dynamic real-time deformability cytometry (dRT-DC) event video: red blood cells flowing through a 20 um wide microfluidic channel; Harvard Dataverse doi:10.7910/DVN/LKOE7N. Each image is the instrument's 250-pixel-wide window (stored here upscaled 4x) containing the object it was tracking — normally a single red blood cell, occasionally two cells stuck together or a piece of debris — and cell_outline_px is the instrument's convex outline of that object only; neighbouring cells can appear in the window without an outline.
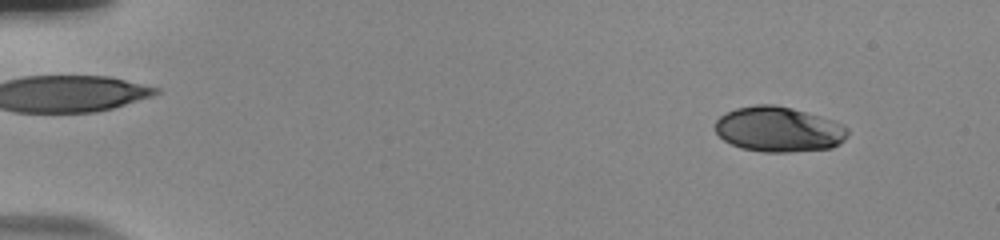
{"species": "human", "species_latin": "Homo sapiens", "temperature_condition": "room temperature", "stored_images_in_passage": 56, "camera_frame_rate_fps": 3000, "um_per_image_px": 0.085, "donor": {"sex": "male"}, "frame": {"image": 1, "passage_image": 6, "time_ms": 1.667, "image_size_px": [1000, 240], "cell_outline_px": [[848, 136], [840, 144], [832, 148], [788, 152], [760, 152], [740, 148], [724, 140], [716, 132], [716, 120], [724, 112], [736, 108], [756, 104], [776, 104], [792, 108], [832, 120], [848, 128]], "centroid_in_image_um": [66.17, 10.99], "position_along_channel_um": 18.8, "area_um2": 35.03}}
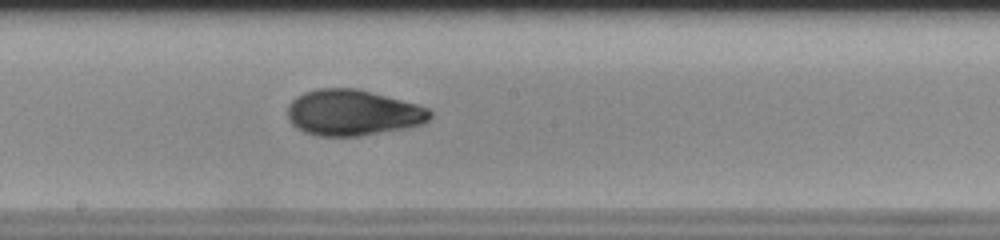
{"frame": {"image": 2, "passage_image": 32, "time_ms": 10.333, "image_size_px": [1000, 240], "cell_outline_px": [[432, 116], [424, 124], [408, 128], [360, 136], [316, 136], [304, 132], [296, 128], [288, 120], [288, 104], [296, 96], [304, 92], [316, 88], [356, 88], [420, 104], [428, 108], [432, 112]], "centroid_in_image_um": [30.0, 9.58], "position_along_channel_um": 218.2, "area_um2": 38.67}}
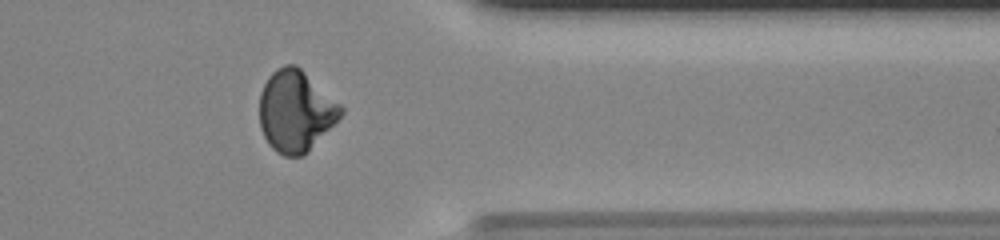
{"frame": {"image": 3, "passage_image": 46, "time_ms": 15.0, "image_size_px": [1000, 240], "cell_outline_px": [[344, 112], [308, 152], [300, 156], [284, 156], [276, 152], [268, 144], [260, 128], [260, 92], [268, 76], [276, 68], [284, 64], [296, 64], [340, 104], [344, 108]], "centroid_in_image_um": [25.1, 9.43], "position_along_channel_um": 386.3, "area_um2": 38.44}, "authors_computed_cell_mechanics": {"area_um2": 37.4833, "velocity_mm_per_s": 3.7604, "shape_relaxation_time_tau1_ms": 9.3282, "shape_relaxation_time_tau2_ms": 1.3867, "deformation_change_tau1": 0.2442, "deformation_change_tau2": 0.0449}}